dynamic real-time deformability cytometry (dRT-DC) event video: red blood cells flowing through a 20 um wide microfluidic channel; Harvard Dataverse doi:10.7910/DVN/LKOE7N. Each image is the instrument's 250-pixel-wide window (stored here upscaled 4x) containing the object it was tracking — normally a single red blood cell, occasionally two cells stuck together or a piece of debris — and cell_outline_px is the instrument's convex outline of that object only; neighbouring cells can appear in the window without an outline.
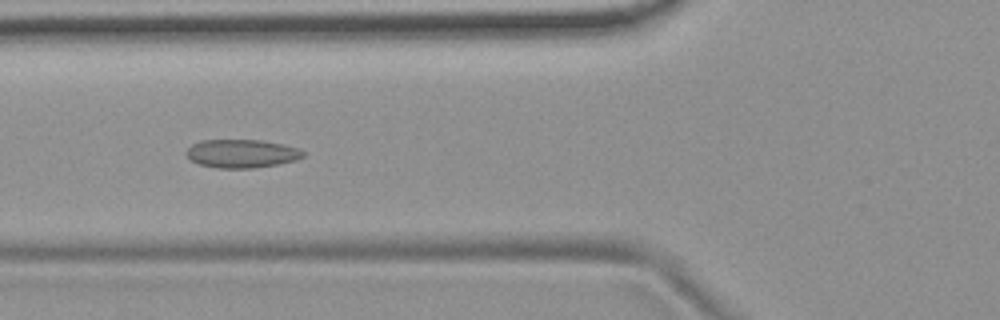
{"species": "common noctule bat (a hibernating species)", "species_latin": "Nyctalus noctula", "temperature_condition": "room temperature", "stored_images_in_passage": 48, "camera_frame_rate_fps": 3000, "um_per_image_px": 0.085, "animal": {"sex": "female", "body_mass_g": 19.9}, "frame": {"image": 1, "passage_image": 15, "time_ms": 4.667, "image_size_px": [1000, 320], "cell_outline_px": [[304, 156], [296, 160], [276, 164], [252, 168], [216, 168], [200, 164], [192, 160], [184, 152], [192, 144], [200, 140], [260, 140], [284, 144], [296, 148], [304, 152]], "centroid_in_image_um": [20.52, 13.05], "position_along_channel_um": 105.3, "area_um2": 19.19}}
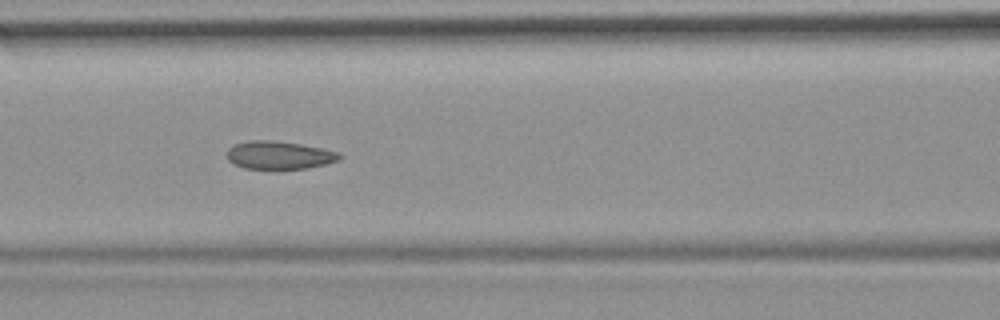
{"frame": {"image": 2, "passage_image": 18, "time_ms": 5.667, "image_size_px": [1000, 320], "cell_outline_px": [[344, 156], [340, 160], [308, 168], [244, 168], [228, 160], [228, 148], [232, 144], [248, 140], [276, 140], [300, 144], [340, 152]], "centroid_in_image_um": [23.74, 13.16], "position_along_channel_um": 142.9, "area_um2": 18.32}}
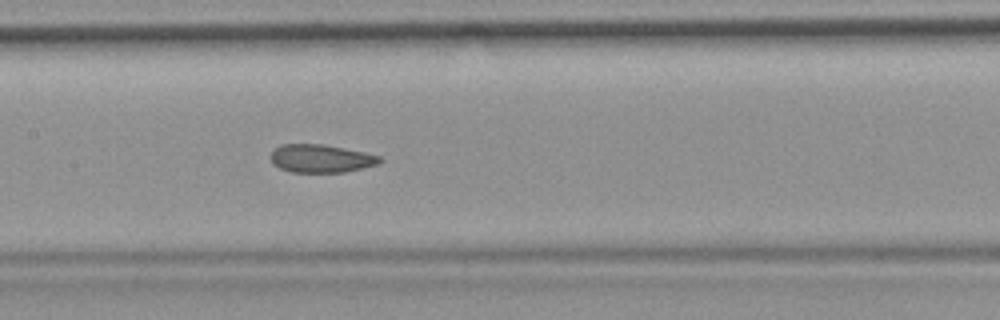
{"frame": {"image": 3, "passage_image": 21, "time_ms": 6.667, "image_size_px": [1000, 320], "cell_outline_px": [[384, 160], [380, 164], [344, 172], [292, 172], [280, 168], [272, 164], [268, 156], [280, 144], [324, 144], [364, 152], [380, 156]], "centroid_in_image_um": [27.27, 13.47], "position_along_channel_um": 180.1, "area_um2": 18.03}, "authors_computed_cell_mechanics": {"area_um2": 18.8428, "velocity_mm_per_s": 3.7397, "shape_relaxation_time_tau1_ms": null, "shape_relaxation_time_tau2_ms": 1.5879, "deformation_change_tau1": null, "deformation_change_tau2": 0.0773}}